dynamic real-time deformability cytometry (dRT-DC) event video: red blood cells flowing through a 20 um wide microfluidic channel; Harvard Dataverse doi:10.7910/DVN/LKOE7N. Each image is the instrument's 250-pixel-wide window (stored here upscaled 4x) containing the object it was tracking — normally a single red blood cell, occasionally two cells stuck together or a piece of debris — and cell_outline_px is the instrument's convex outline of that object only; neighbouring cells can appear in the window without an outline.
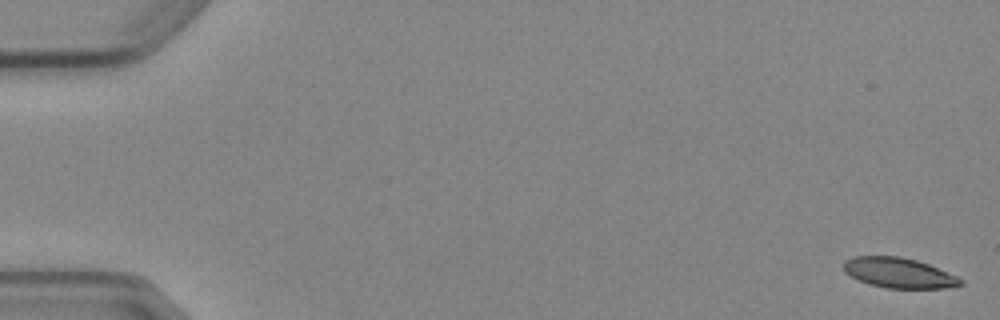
{"species": "Egyptian fruit bat (a non-hibernating species)", "species_latin": "Rousettus aegyptiacus", "temperature_condition": "cold", "stored_images_in_passage": 6, "camera_frame_rate_fps": 3000, "um_per_image_px": 0.085, "animal": {"sex": "female"}, "frame": {"image": 1, "passage_image": 1, "time_ms": 0.0, "image_size_px": [1000, 320], "cell_outline_px": [[964, 284], [956, 288], [888, 288], [868, 284], [844, 272], [844, 260], [852, 256], [900, 256], [916, 260], [928, 264], [956, 276], [964, 280]], "centroid_in_image_um": [76.43, 23.2], "position_along_channel_um": 8.6, "area_um2": 20.63}}
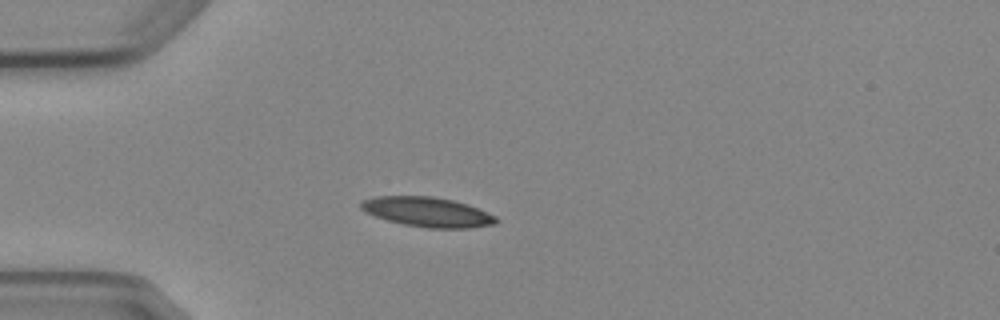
{"frame": {"image": 2, "passage_image": 5, "time_ms": 4.667, "image_size_px": [1000, 320], "cell_outline_px": [[500, 220], [496, 224], [468, 228], [428, 228], [404, 224], [388, 220], [364, 212], [360, 208], [360, 204], [364, 200], [376, 196], [432, 196], [452, 200], [468, 204], [496, 216]], "centroid_in_image_um": [36.36, 18.02], "position_along_channel_um": 48.6, "area_um2": 23.35}}